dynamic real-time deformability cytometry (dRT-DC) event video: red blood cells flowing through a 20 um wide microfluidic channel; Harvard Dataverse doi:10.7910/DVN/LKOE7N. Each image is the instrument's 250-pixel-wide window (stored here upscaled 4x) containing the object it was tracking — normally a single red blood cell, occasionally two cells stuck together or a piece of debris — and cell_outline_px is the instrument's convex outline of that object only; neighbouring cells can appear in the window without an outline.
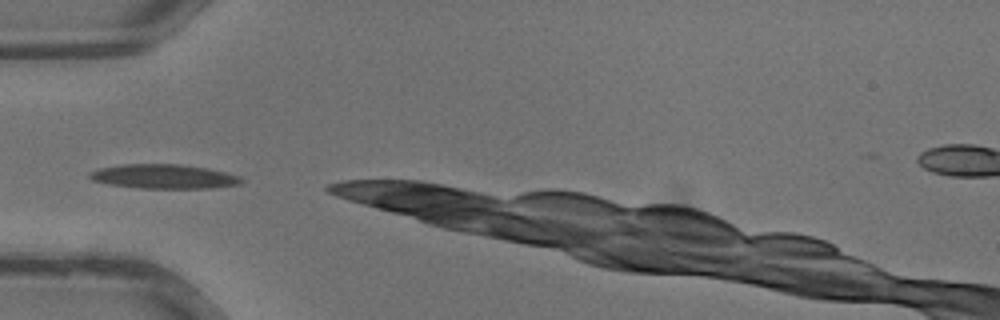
{"species": "common noctule bat (a hibernating species)", "species_latin": "Nyctalus noctula", "temperature_condition": "warm", "stored_images_in_passage": 14, "camera_frame_rate_fps": 3000, "um_per_image_px": 0.085, "animal": {"sex": "male", "body_mass_g": 13.3}, "frame": {"image": 1, "passage_image": 1, "time_ms": 0.0, "image_size_px": [1000, 320], "cell_outline_px": [[244, 184], [212, 188], [140, 188], [112, 184], [92, 180], [88, 176], [92, 172], [100, 168], [120, 164], [180, 164], [208, 168], [240, 176], [244, 180]], "centroid_in_image_um": [14.0, 15.0], "position_along_channel_um": 71.0, "area_um2": 21.44}}
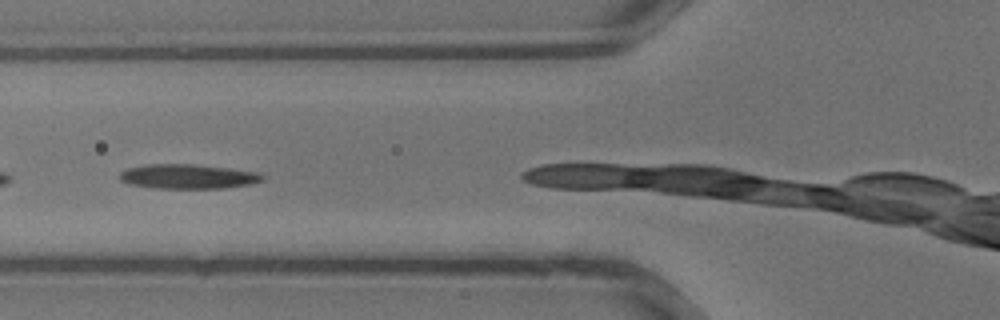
{"frame": {"image": 2, "passage_image": 3, "time_ms": 0.667, "image_size_px": [1000, 320], "cell_outline_px": [[264, 180], [252, 184], [224, 188], [156, 188], [128, 184], [120, 180], [120, 172], [128, 168], [148, 164], [192, 164], [228, 168], [260, 172], [264, 176]], "centroid_in_image_um": [16.0, 15.0], "position_along_channel_um": 109.8, "area_um2": 20.46}}